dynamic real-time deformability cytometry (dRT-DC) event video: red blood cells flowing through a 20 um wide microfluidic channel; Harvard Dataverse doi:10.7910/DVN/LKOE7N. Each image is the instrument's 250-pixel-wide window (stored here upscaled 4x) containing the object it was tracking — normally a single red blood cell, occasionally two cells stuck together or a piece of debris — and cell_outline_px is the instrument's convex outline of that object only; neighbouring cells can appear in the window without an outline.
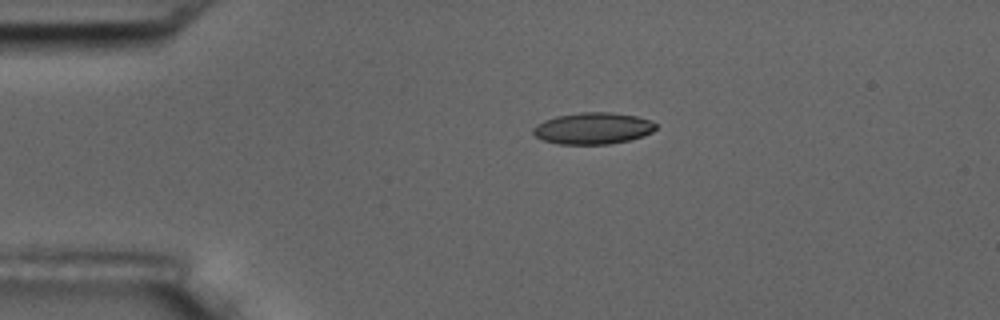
{"species": "common noctule bat (a hibernating species)", "species_latin": "Nyctalus noctula", "temperature_condition": "room temperature", "stored_images_in_passage": 3, "camera_frame_rate_fps": 3000, "um_per_image_px": 0.085, "animal": {"sex": "male", "body_mass_g": 17.5, "forearm_length_mm": 52.3}, "frame": {"image": 1, "passage_image": 1, "time_ms": 0.0, "image_size_px": [1000, 320], "cell_outline_px": [[656, 128], [652, 132], [628, 140], [608, 144], [560, 144], [544, 140], [536, 136], [532, 132], [532, 128], [536, 124], [544, 120], [556, 116], [580, 112], [612, 112], [636, 116], [652, 120], [656, 124]], "centroid_in_image_um": [50.39, 10.89], "position_along_channel_um": 34.6, "area_um2": 22.54}}